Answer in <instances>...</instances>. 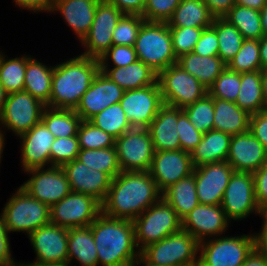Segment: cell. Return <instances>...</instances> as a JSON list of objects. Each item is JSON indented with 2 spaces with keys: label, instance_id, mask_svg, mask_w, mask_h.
I'll return each instance as SVG.
<instances>
[{
  "label": "cell",
  "instance_id": "2",
  "mask_svg": "<svg viewBox=\"0 0 267 266\" xmlns=\"http://www.w3.org/2000/svg\"><path fill=\"white\" fill-rule=\"evenodd\" d=\"M90 228L97 249L98 266H128L139 257L131 220L111 218L101 213Z\"/></svg>",
  "mask_w": 267,
  "mask_h": 266
},
{
  "label": "cell",
  "instance_id": "43",
  "mask_svg": "<svg viewBox=\"0 0 267 266\" xmlns=\"http://www.w3.org/2000/svg\"><path fill=\"white\" fill-rule=\"evenodd\" d=\"M227 67L237 73H247L261 70L259 40L245 39L240 47V50L227 64Z\"/></svg>",
  "mask_w": 267,
  "mask_h": 266
},
{
  "label": "cell",
  "instance_id": "15",
  "mask_svg": "<svg viewBox=\"0 0 267 266\" xmlns=\"http://www.w3.org/2000/svg\"><path fill=\"white\" fill-rule=\"evenodd\" d=\"M121 171H149L154 147L147 128H131L115 139Z\"/></svg>",
  "mask_w": 267,
  "mask_h": 266
},
{
  "label": "cell",
  "instance_id": "56",
  "mask_svg": "<svg viewBox=\"0 0 267 266\" xmlns=\"http://www.w3.org/2000/svg\"><path fill=\"white\" fill-rule=\"evenodd\" d=\"M15 7H19L21 10H28L32 13H51L54 0H13Z\"/></svg>",
  "mask_w": 267,
  "mask_h": 266
},
{
  "label": "cell",
  "instance_id": "28",
  "mask_svg": "<svg viewBox=\"0 0 267 266\" xmlns=\"http://www.w3.org/2000/svg\"><path fill=\"white\" fill-rule=\"evenodd\" d=\"M230 140L231 135L222 131L210 130L204 133L201 142L190 154L193 167L226 161Z\"/></svg>",
  "mask_w": 267,
  "mask_h": 266
},
{
  "label": "cell",
  "instance_id": "35",
  "mask_svg": "<svg viewBox=\"0 0 267 266\" xmlns=\"http://www.w3.org/2000/svg\"><path fill=\"white\" fill-rule=\"evenodd\" d=\"M235 103L250 115L267 110L263 98L261 70L241 73V85Z\"/></svg>",
  "mask_w": 267,
  "mask_h": 266
},
{
  "label": "cell",
  "instance_id": "11",
  "mask_svg": "<svg viewBox=\"0 0 267 266\" xmlns=\"http://www.w3.org/2000/svg\"><path fill=\"white\" fill-rule=\"evenodd\" d=\"M221 206L231 222L247 219L254 214L263 219V213L256 202L253 173L234 171L225 189Z\"/></svg>",
  "mask_w": 267,
  "mask_h": 266
},
{
  "label": "cell",
  "instance_id": "42",
  "mask_svg": "<svg viewBox=\"0 0 267 266\" xmlns=\"http://www.w3.org/2000/svg\"><path fill=\"white\" fill-rule=\"evenodd\" d=\"M189 118L190 123L200 131L206 133L213 130L214 98L208 93L201 99L182 109Z\"/></svg>",
  "mask_w": 267,
  "mask_h": 266
},
{
  "label": "cell",
  "instance_id": "65",
  "mask_svg": "<svg viewBox=\"0 0 267 266\" xmlns=\"http://www.w3.org/2000/svg\"><path fill=\"white\" fill-rule=\"evenodd\" d=\"M128 266H157L147 262L141 255L131 262Z\"/></svg>",
  "mask_w": 267,
  "mask_h": 266
},
{
  "label": "cell",
  "instance_id": "4",
  "mask_svg": "<svg viewBox=\"0 0 267 266\" xmlns=\"http://www.w3.org/2000/svg\"><path fill=\"white\" fill-rule=\"evenodd\" d=\"M134 49L138 60L157 74L176 64V57L168 23L144 21L139 29Z\"/></svg>",
  "mask_w": 267,
  "mask_h": 266
},
{
  "label": "cell",
  "instance_id": "69",
  "mask_svg": "<svg viewBox=\"0 0 267 266\" xmlns=\"http://www.w3.org/2000/svg\"><path fill=\"white\" fill-rule=\"evenodd\" d=\"M263 219L267 222V210L263 213Z\"/></svg>",
  "mask_w": 267,
  "mask_h": 266
},
{
  "label": "cell",
  "instance_id": "25",
  "mask_svg": "<svg viewBox=\"0 0 267 266\" xmlns=\"http://www.w3.org/2000/svg\"><path fill=\"white\" fill-rule=\"evenodd\" d=\"M99 0H54L51 14L61 15L79 43L88 34Z\"/></svg>",
  "mask_w": 267,
  "mask_h": 266
},
{
  "label": "cell",
  "instance_id": "14",
  "mask_svg": "<svg viewBox=\"0 0 267 266\" xmlns=\"http://www.w3.org/2000/svg\"><path fill=\"white\" fill-rule=\"evenodd\" d=\"M29 175L20 187L33 198L49 207L72 192L70 183L61 166L32 168L24 171Z\"/></svg>",
  "mask_w": 267,
  "mask_h": 266
},
{
  "label": "cell",
  "instance_id": "6",
  "mask_svg": "<svg viewBox=\"0 0 267 266\" xmlns=\"http://www.w3.org/2000/svg\"><path fill=\"white\" fill-rule=\"evenodd\" d=\"M132 222L139 251L182 230V220L162 197Z\"/></svg>",
  "mask_w": 267,
  "mask_h": 266
},
{
  "label": "cell",
  "instance_id": "36",
  "mask_svg": "<svg viewBox=\"0 0 267 266\" xmlns=\"http://www.w3.org/2000/svg\"><path fill=\"white\" fill-rule=\"evenodd\" d=\"M55 138L77 136L81 117L70 109L46 106L41 120Z\"/></svg>",
  "mask_w": 267,
  "mask_h": 266
},
{
  "label": "cell",
  "instance_id": "12",
  "mask_svg": "<svg viewBox=\"0 0 267 266\" xmlns=\"http://www.w3.org/2000/svg\"><path fill=\"white\" fill-rule=\"evenodd\" d=\"M102 213V204L94 197L71 192L50 207V223L67 229L90 226Z\"/></svg>",
  "mask_w": 267,
  "mask_h": 266
},
{
  "label": "cell",
  "instance_id": "51",
  "mask_svg": "<svg viewBox=\"0 0 267 266\" xmlns=\"http://www.w3.org/2000/svg\"><path fill=\"white\" fill-rule=\"evenodd\" d=\"M137 60L134 46L112 45L99 59V63L100 67H126Z\"/></svg>",
  "mask_w": 267,
  "mask_h": 266
},
{
  "label": "cell",
  "instance_id": "44",
  "mask_svg": "<svg viewBox=\"0 0 267 266\" xmlns=\"http://www.w3.org/2000/svg\"><path fill=\"white\" fill-rule=\"evenodd\" d=\"M80 149H103L115 146V138L91 122L82 120L77 132Z\"/></svg>",
  "mask_w": 267,
  "mask_h": 266
},
{
  "label": "cell",
  "instance_id": "31",
  "mask_svg": "<svg viewBox=\"0 0 267 266\" xmlns=\"http://www.w3.org/2000/svg\"><path fill=\"white\" fill-rule=\"evenodd\" d=\"M177 64L207 89L227 67L219 56H200L193 52L181 55Z\"/></svg>",
  "mask_w": 267,
  "mask_h": 266
},
{
  "label": "cell",
  "instance_id": "34",
  "mask_svg": "<svg viewBox=\"0 0 267 266\" xmlns=\"http://www.w3.org/2000/svg\"><path fill=\"white\" fill-rule=\"evenodd\" d=\"M214 18L203 0H181L168 21V26L205 29L212 26Z\"/></svg>",
  "mask_w": 267,
  "mask_h": 266
},
{
  "label": "cell",
  "instance_id": "22",
  "mask_svg": "<svg viewBox=\"0 0 267 266\" xmlns=\"http://www.w3.org/2000/svg\"><path fill=\"white\" fill-rule=\"evenodd\" d=\"M19 138L22 171L51 166L50 150L55 137L42 121Z\"/></svg>",
  "mask_w": 267,
  "mask_h": 266
},
{
  "label": "cell",
  "instance_id": "8",
  "mask_svg": "<svg viewBox=\"0 0 267 266\" xmlns=\"http://www.w3.org/2000/svg\"><path fill=\"white\" fill-rule=\"evenodd\" d=\"M140 255L157 266H196L199 242L190 233L181 230L148 245L140 251Z\"/></svg>",
  "mask_w": 267,
  "mask_h": 266
},
{
  "label": "cell",
  "instance_id": "68",
  "mask_svg": "<svg viewBox=\"0 0 267 266\" xmlns=\"http://www.w3.org/2000/svg\"><path fill=\"white\" fill-rule=\"evenodd\" d=\"M5 141H7L5 139V135L3 133V131L0 129V164H1V160L3 158V152H4V148H5Z\"/></svg>",
  "mask_w": 267,
  "mask_h": 266
},
{
  "label": "cell",
  "instance_id": "32",
  "mask_svg": "<svg viewBox=\"0 0 267 266\" xmlns=\"http://www.w3.org/2000/svg\"><path fill=\"white\" fill-rule=\"evenodd\" d=\"M68 266H98L97 249L90 226L68 229Z\"/></svg>",
  "mask_w": 267,
  "mask_h": 266
},
{
  "label": "cell",
  "instance_id": "41",
  "mask_svg": "<svg viewBox=\"0 0 267 266\" xmlns=\"http://www.w3.org/2000/svg\"><path fill=\"white\" fill-rule=\"evenodd\" d=\"M89 122L115 139L132 128L119 102L93 116Z\"/></svg>",
  "mask_w": 267,
  "mask_h": 266
},
{
  "label": "cell",
  "instance_id": "48",
  "mask_svg": "<svg viewBox=\"0 0 267 266\" xmlns=\"http://www.w3.org/2000/svg\"><path fill=\"white\" fill-rule=\"evenodd\" d=\"M173 50L177 58L193 51L204 28L197 27H169Z\"/></svg>",
  "mask_w": 267,
  "mask_h": 266
},
{
  "label": "cell",
  "instance_id": "53",
  "mask_svg": "<svg viewBox=\"0 0 267 266\" xmlns=\"http://www.w3.org/2000/svg\"><path fill=\"white\" fill-rule=\"evenodd\" d=\"M255 197L262 213L267 210V163L253 173Z\"/></svg>",
  "mask_w": 267,
  "mask_h": 266
},
{
  "label": "cell",
  "instance_id": "66",
  "mask_svg": "<svg viewBox=\"0 0 267 266\" xmlns=\"http://www.w3.org/2000/svg\"><path fill=\"white\" fill-rule=\"evenodd\" d=\"M7 95L8 94L6 93L5 89L0 84V118L4 109V104L6 102Z\"/></svg>",
  "mask_w": 267,
  "mask_h": 266
},
{
  "label": "cell",
  "instance_id": "17",
  "mask_svg": "<svg viewBox=\"0 0 267 266\" xmlns=\"http://www.w3.org/2000/svg\"><path fill=\"white\" fill-rule=\"evenodd\" d=\"M36 255L32 260L40 264L68 265V229L47 224L33 231L29 236Z\"/></svg>",
  "mask_w": 267,
  "mask_h": 266
},
{
  "label": "cell",
  "instance_id": "29",
  "mask_svg": "<svg viewBox=\"0 0 267 266\" xmlns=\"http://www.w3.org/2000/svg\"><path fill=\"white\" fill-rule=\"evenodd\" d=\"M250 114L236 103L214 98L213 130L237 135L249 130Z\"/></svg>",
  "mask_w": 267,
  "mask_h": 266
},
{
  "label": "cell",
  "instance_id": "49",
  "mask_svg": "<svg viewBox=\"0 0 267 266\" xmlns=\"http://www.w3.org/2000/svg\"><path fill=\"white\" fill-rule=\"evenodd\" d=\"M177 131L181 150L191 154L195 147L201 142L203 133L198 131L194 125L190 123L188 116L181 108H178Z\"/></svg>",
  "mask_w": 267,
  "mask_h": 266
},
{
  "label": "cell",
  "instance_id": "55",
  "mask_svg": "<svg viewBox=\"0 0 267 266\" xmlns=\"http://www.w3.org/2000/svg\"><path fill=\"white\" fill-rule=\"evenodd\" d=\"M249 131L267 150V110L250 115Z\"/></svg>",
  "mask_w": 267,
  "mask_h": 266
},
{
  "label": "cell",
  "instance_id": "10",
  "mask_svg": "<svg viewBox=\"0 0 267 266\" xmlns=\"http://www.w3.org/2000/svg\"><path fill=\"white\" fill-rule=\"evenodd\" d=\"M45 108V104L26 91L8 94L0 118V129L4 135L5 130H9L19 137L41 122Z\"/></svg>",
  "mask_w": 267,
  "mask_h": 266
},
{
  "label": "cell",
  "instance_id": "20",
  "mask_svg": "<svg viewBox=\"0 0 267 266\" xmlns=\"http://www.w3.org/2000/svg\"><path fill=\"white\" fill-rule=\"evenodd\" d=\"M190 153L183 150L155 151L149 169L161 193L177 181L193 173Z\"/></svg>",
  "mask_w": 267,
  "mask_h": 266
},
{
  "label": "cell",
  "instance_id": "58",
  "mask_svg": "<svg viewBox=\"0 0 267 266\" xmlns=\"http://www.w3.org/2000/svg\"><path fill=\"white\" fill-rule=\"evenodd\" d=\"M215 18L223 16L235 5V0H203Z\"/></svg>",
  "mask_w": 267,
  "mask_h": 266
},
{
  "label": "cell",
  "instance_id": "33",
  "mask_svg": "<svg viewBox=\"0 0 267 266\" xmlns=\"http://www.w3.org/2000/svg\"><path fill=\"white\" fill-rule=\"evenodd\" d=\"M162 198L172 206L182 220L199 204L194 173L168 187L162 193Z\"/></svg>",
  "mask_w": 267,
  "mask_h": 266
},
{
  "label": "cell",
  "instance_id": "1",
  "mask_svg": "<svg viewBox=\"0 0 267 266\" xmlns=\"http://www.w3.org/2000/svg\"><path fill=\"white\" fill-rule=\"evenodd\" d=\"M161 197L149 171H121L111 181L102 213L133 221Z\"/></svg>",
  "mask_w": 267,
  "mask_h": 266
},
{
  "label": "cell",
  "instance_id": "26",
  "mask_svg": "<svg viewBox=\"0 0 267 266\" xmlns=\"http://www.w3.org/2000/svg\"><path fill=\"white\" fill-rule=\"evenodd\" d=\"M177 122L178 108L164 104L147 128L155 151L181 149Z\"/></svg>",
  "mask_w": 267,
  "mask_h": 266
},
{
  "label": "cell",
  "instance_id": "24",
  "mask_svg": "<svg viewBox=\"0 0 267 266\" xmlns=\"http://www.w3.org/2000/svg\"><path fill=\"white\" fill-rule=\"evenodd\" d=\"M235 172L254 173L267 163V150L248 130L232 135L226 160Z\"/></svg>",
  "mask_w": 267,
  "mask_h": 266
},
{
  "label": "cell",
  "instance_id": "67",
  "mask_svg": "<svg viewBox=\"0 0 267 266\" xmlns=\"http://www.w3.org/2000/svg\"><path fill=\"white\" fill-rule=\"evenodd\" d=\"M17 266H68V265H51V264H40V263H36L34 261H30L25 263L24 262H18Z\"/></svg>",
  "mask_w": 267,
  "mask_h": 266
},
{
  "label": "cell",
  "instance_id": "50",
  "mask_svg": "<svg viewBox=\"0 0 267 266\" xmlns=\"http://www.w3.org/2000/svg\"><path fill=\"white\" fill-rule=\"evenodd\" d=\"M181 0H146L142 17L149 22H164L172 18Z\"/></svg>",
  "mask_w": 267,
  "mask_h": 266
},
{
  "label": "cell",
  "instance_id": "61",
  "mask_svg": "<svg viewBox=\"0 0 267 266\" xmlns=\"http://www.w3.org/2000/svg\"><path fill=\"white\" fill-rule=\"evenodd\" d=\"M259 56L261 61V68H267V34L259 39Z\"/></svg>",
  "mask_w": 267,
  "mask_h": 266
},
{
  "label": "cell",
  "instance_id": "62",
  "mask_svg": "<svg viewBox=\"0 0 267 266\" xmlns=\"http://www.w3.org/2000/svg\"><path fill=\"white\" fill-rule=\"evenodd\" d=\"M266 0H235V4L260 11Z\"/></svg>",
  "mask_w": 267,
  "mask_h": 266
},
{
  "label": "cell",
  "instance_id": "16",
  "mask_svg": "<svg viewBox=\"0 0 267 266\" xmlns=\"http://www.w3.org/2000/svg\"><path fill=\"white\" fill-rule=\"evenodd\" d=\"M132 128H148L164 105L158 82L134 90H126L119 101Z\"/></svg>",
  "mask_w": 267,
  "mask_h": 266
},
{
  "label": "cell",
  "instance_id": "19",
  "mask_svg": "<svg viewBox=\"0 0 267 266\" xmlns=\"http://www.w3.org/2000/svg\"><path fill=\"white\" fill-rule=\"evenodd\" d=\"M199 203L221 205L234 169L227 161L214 162L193 169Z\"/></svg>",
  "mask_w": 267,
  "mask_h": 266
},
{
  "label": "cell",
  "instance_id": "60",
  "mask_svg": "<svg viewBox=\"0 0 267 266\" xmlns=\"http://www.w3.org/2000/svg\"><path fill=\"white\" fill-rule=\"evenodd\" d=\"M241 266H267V262L261 254L254 250Z\"/></svg>",
  "mask_w": 267,
  "mask_h": 266
},
{
  "label": "cell",
  "instance_id": "46",
  "mask_svg": "<svg viewBox=\"0 0 267 266\" xmlns=\"http://www.w3.org/2000/svg\"><path fill=\"white\" fill-rule=\"evenodd\" d=\"M145 19L136 14H123L113 30L112 44L134 46Z\"/></svg>",
  "mask_w": 267,
  "mask_h": 266
},
{
  "label": "cell",
  "instance_id": "37",
  "mask_svg": "<svg viewBox=\"0 0 267 266\" xmlns=\"http://www.w3.org/2000/svg\"><path fill=\"white\" fill-rule=\"evenodd\" d=\"M235 26L244 39L259 40L263 36L260 11L235 4L224 16Z\"/></svg>",
  "mask_w": 267,
  "mask_h": 266
},
{
  "label": "cell",
  "instance_id": "57",
  "mask_svg": "<svg viewBox=\"0 0 267 266\" xmlns=\"http://www.w3.org/2000/svg\"><path fill=\"white\" fill-rule=\"evenodd\" d=\"M117 6L123 14H136L142 16L146 0H109Z\"/></svg>",
  "mask_w": 267,
  "mask_h": 266
},
{
  "label": "cell",
  "instance_id": "7",
  "mask_svg": "<svg viewBox=\"0 0 267 266\" xmlns=\"http://www.w3.org/2000/svg\"><path fill=\"white\" fill-rule=\"evenodd\" d=\"M254 250L253 233L218 236L199 243L198 266H241Z\"/></svg>",
  "mask_w": 267,
  "mask_h": 266
},
{
  "label": "cell",
  "instance_id": "45",
  "mask_svg": "<svg viewBox=\"0 0 267 266\" xmlns=\"http://www.w3.org/2000/svg\"><path fill=\"white\" fill-rule=\"evenodd\" d=\"M241 85V73L226 67L209 87L208 94L213 98H220L229 102H236Z\"/></svg>",
  "mask_w": 267,
  "mask_h": 266
},
{
  "label": "cell",
  "instance_id": "18",
  "mask_svg": "<svg viewBox=\"0 0 267 266\" xmlns=\"http://www.w3.org/2000/svg\"><path fill=\"white\" fill-rule=\"evenodd\" d=\"M231 221L221 205L199 203L182 219V230L190 233L199 243L225 235Z\"/></svg>",
  "mask_w": 267,
  "mask_h": 266
},
{
  "label": "cell",
  "instance_id": "23",
  "mask_svg": "<svg viewBox=\"0 0 267 266\" xmlns=\"http://www.w3.org/2000/svg\"><path fill=\"white\" fill-rule=\"evenodd\" d=\"M61 167L73 192L92 196L101 204L104 202L112 181L107 173L91 169L77 159Z\"/></svg>",
  "mask_w": 267,
  "mask_h": 266
},
{
  "label": "cell",
  "instance_id": "3",
  "mask_svg": "<svg viewBox=\"0 0 267 266\" xmlns=\"http://www.w3.org/2000/svg\"><path fill=\"white\" fill-rule=\"evenodd\" d=\"M99 71V60L80 54L55 64L48 107L75 110Z\"/></svg>",
  "mask_w": 267,
  "mask_h": 266
},
{
  "label": "cell",
  "instance_id": "63",
  "mask_svg": "<svg viewBox=\"0 0 267 266\" xmlns=\"http://www.w3.org/2000/svg\"><path fill=\"white\" fill-rule=\"evenodd\" d=\"M262 91L264 104L267 108V68L261 69Z\"/></svg>",
  "mask_w": 267,
  "mask_h": 266
},
{
  "label": "cell",
  "instance_id": "21",
  "mask_svg": "<svg viewBox=\"0 0 267 266\" xmlns=\"http://www.w3.org/2000/svg\"><path fill=\"white\" fill-rule=\"evenodd\" d=\"M124 92L121 87L99 71L74 111L81 117V120L89 121L110 105L118 103Z\"/></svg>",
  "mask_w": 267,
  "mask_h": 266
},
{
  "label": "cell",
  "instance_id": "27",
  "mask_svg": "<svg viewBox=\"0 0 267 266\" xmlns=\"http://www.w3.org/2000/svg\"><path fill=\"white\" fill-rule=\"evenodd\" d=\"M100 71L124 91L144 88L157 81V73L140 60L126 67H100Z\"/></svg>",
  "mask_w": 267,
  "mask_h": 266
},
{
  "label": "cell",
  "instance_id": "64",
  "mask_svg": "<svg viewBox=\"0 0 267 266\" xmlns=\"http://www.w3.org/2000/svg\"><path fill=\"white\" fill-rule=\"evenodd\" d=\"M260 19L263 35L267 34V0L263 8L260 10Z\"/></svg>",
  "mask_w": 267,
  "mask_h": 266
},
{
  "label": "cell",
  "instance_id": "13",
  "mask_svg": "<svg viewBox=\"0 0 267 266\" xmlns=\"http://www.w3.org/2000/svg\"><path fill=\"white\" fill-rule=\"evenodd\" d=\"M123 13L109 0H99L95 17L88 34L80 42V55L99 60L113 45V30Z\"/></svg>",
  "mask_w": 267,
  "mask_h": 266
},
{
  "label": "cell",
  "instance_id": "52",
  "mask_svg": "<svg viewBox=\"0 0 267 266\" xmlns=\"http://www.w3.org/2000/svg\"><path fill=\"white\" fill-rule=\"evenodd\" d=\"M218 51L219 43L216 31L211 26L203 29L192 52L200 56H218Z\"/></svg>",
  "mask_w": 267,
  "mask_h": 266
},
{
  "label": "cell",
  "instance_id": "39",
  "mask_svg": "<svg viewBox=\"0 0 267 266\" xmlns=\"http://www.w3.org/2000/svg\"><path fill=\"white\" fill-rule=\"evenodd\" d=\"M77 160L91 169L107 173L112 179L121 172L115 146L103 149H80Z\"/></svg>",
  "mask_w": 267,
  "mask_h": 266
},
{
  "label": "cell",
  "instance_id": "9",
  "mask_svg": "<svg viewBox=\"0 0 267 266\" xmlns=\"http://www.w3.org/2000/svg\"><path fill=\"white\" fill-rule=\"evenodd\" d=\"M157 82L164 104L181 109L208 93L205 86L177 63L159 72Z\"/></svg>",
  "mask_w": 267,
  "mask_h": 266
},
{
  "label": "cell",
  "instance_id": "59",
  "mask_svg": "<svg viewBox=\"0 0 267 266\" xmlns=\"http://www.w3.org/2000/svg\"><path fill=\"white\" fill-rule=\"evenodd\" d=\"M259 233L254 232L255 250L261 254L267 262V222L262 219Z\"/></svg>",
  "mask_w": 267,
  "mask_h": 266
},
{
  "label": "cell",
  "instance_id": "47",
  "mask_svg": "<svg viewBox=\"0 0 267 266\" xmlns=\"http://www.w3.org/2000/svg\"><path fill=\"white\" fill-rule=\"evenodd\" d=\"M79 151L77 136L55 138L50 150L51 166H62L77 159Z\"/></svg>",
  "mask_w": 267,
  "mask_h": 266
},
{
  "label": "cell",
  "instance_id": "5",
  "mask_svg": "<svg viewBox=\"0 0 267 266\" xmlns=\"http://www.w3.org/2000/svg\"><path fill=\"white\" fill-rule=\"evenodd\" d=\"M6 200L1 217L9 234L22 232L27 237L36 229L50 223V207L33 198L20 186Z\"/></svg>",
  "mask_w": 267,
  "mask_h": 266
},
{
  "label": "cell",
  "instance_id": "38",
  "mask_svg": "<svg viewBox=\"0 0 267 266\" xmlns=\"http://www.w3.org/2000/svg\"><path fill=\"white\" fill-rule=\"evenodd\" d=\"M0 51V84L7 94L24 91L26 73V55L6 58Z\"/></svg>",
  "mask_w": 267,
  "mask_h": 266
},
{
  "label": "cell",
  "instance_id": "40",
  "mask_svg": "<svg viewBox=\"0 0 267 266\" xmlns=\"http://www.w3.org/2000/svg\"><path fill=\"white\" fill-rule=\"evenodd\" d=\"M211 27L218 37V56L227 65L240 50L245 39L235 26L223 18H214Z\"/></svg>",
  "mask_w": 267,
  "mask_h": 266
},
{
  "label": "cell",
  "instance_id": "30",
  "mask_svg": "<svg viewBox=\"0 0 267 266\" xmlns=\"http://www.w3.org/2000/svg\"><path fill=\"white\" fill-rule=\"evenodd\" d=\"M54 65L47 66L35 57L26 54V73L24 91L49 105Z\"/></svg>",
  "mask_w": 267,
  "mask_h": 266
},
{
  "label": "cell",
  "instance_id": "54",
  "mask_svg": "<svg viewBox=\"0 0 267 266\" xmlns=\"http://www.w3.org/2000/svg\"><path fill=\"white\" fill-rule=\"evenodd\" d=\"M10 234L0 215V266H17L18 262L12 256Z\"/></svg>",
  "mask_w": 267,
  "mask_h": 266
}]
</instances>
